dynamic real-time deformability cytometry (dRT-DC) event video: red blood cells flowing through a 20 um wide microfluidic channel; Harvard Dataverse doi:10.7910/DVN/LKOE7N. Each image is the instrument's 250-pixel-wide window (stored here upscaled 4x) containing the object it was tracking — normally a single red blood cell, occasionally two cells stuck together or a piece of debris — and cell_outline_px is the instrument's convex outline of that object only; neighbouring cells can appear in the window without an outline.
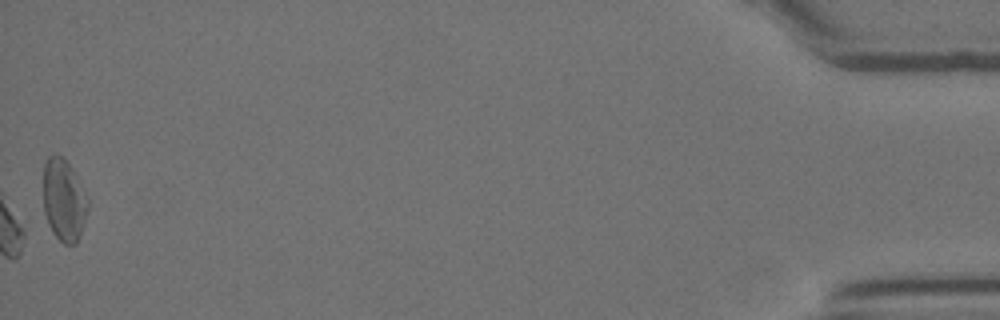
{"species": "Egyptian fruit bat (a non-hibernating species)", "species_latin": "Rousettus aegyptiacus", "temperature_condition": "room temperature", "stored_images_in_passage": 55, "camera_frame_rate_fps": 3000, "um_per_image_px": 0.085, "animal": {"sex": "female"}, "frame": {"image": 1, "passage_image": 55, "time_ms": 18.0, "image_size_px": [1000, 320], "cell_outline_px": [[88, 208], [80, 236], [76, 244], [64, 244], [52, 232], [48, 224], [44, 212], [44, 164], [48, 156], [56, 152], [64, 156], [88, 196]], "centroid_in_image_um": [5.43, 16.98], "position_along_channel_um": 429.8, "area_um2": 21.5}, "authors_computed_cell_mechanics": {"area_um2": 16.762, "velocity_mm_per_s": 3.6017, "shape_relaxation_time_tau1_ms": 3.3959, "shape_relaxation_time_tau2_ms": 3.0895, "deformation_change_tau1": 0.1543, "deformation_change_tau2": 0.1052}}